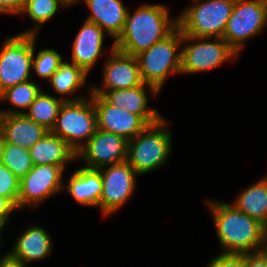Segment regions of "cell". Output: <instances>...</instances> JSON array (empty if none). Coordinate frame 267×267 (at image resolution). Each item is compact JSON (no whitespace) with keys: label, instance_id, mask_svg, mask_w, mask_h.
<instances>
[{"label":"cell","instance_id":"obj_17","mask_svg":"<svg viewBox=\"0 0 267 267\" xmlns=\"http://www.w3.org/2000/svg\"><path fill=\"white\" fill-rule=\"evenodd\" d=\"M104 32L98 25L85 20L72 44L71 61L87 74L102 53Z\"/></svg>","mask_w":267,"mask_h":267},{"label":"cell","instance_id":"obj_32","mask_svg":"<svg viewBox=\"0 0 267 267\" xmlns=\"http://www.w3.org/2000/svg\"><path fill=\"white\" fill-rule=\"evenodd\" d=\"M246 267H267V257L261 252L245 253Z\"/></svg>","mask_w":267,"mask_h":267},{"label":"cell","instance_id":"obj_4","mask_svg":"<svg viewBox=\"0 0 267 267\" xmlns=\"http://www.w3.org/2000/svg\"><path fill=\"white\" fill-rule=\"evenodd\" d=\"M177 18L181 33L191 37L222 38L235 0H193Z\"/></svg>","mask_w":267,"mask_h":267},{"label":"cell","instance_id":"obj_35","mask_svg":"<svg viewBox=\"0 0 267 267\" xmlns=\"http://www.w3.org/2000/svg\"><path fill=\"white\" fill-rule=\"evenodd\" d=\"M260 251L267 257V225L263 229L262 245Z\"/></svg>","mask_w":267,"mask_h":267},{"label":"cell","instance_id":"obj_29","mask_svg":"<svg viewBox=\"0 0 267 267\" xmlns=\"http://www.w3.org/2000/svg\"><path fill=\"white\" fill-rule=\"evenodd\" d=\"M20 180L0 161V195L9 198L16 206Z\"/></svg>","mask_w":267,"mask_h":267},{"label":"cell","instance_id":"obj_15","mask_svg":"<svg viewBox=\"0 0 267 267\" xmlns=\"http://www.w3.org/2000/svg\"><path fill=\"white\" fill-rule=\"evenodd\" d=\"M151 89L154 96L160 92L153 86L143 83L138 87L105 91L101 96L111 105L126 109L139 115L148 125L159 122L163 117L156 109L148 107L146 87Z\"/></svg>","mask_w":267,"mask_h":267},{"label":"cell","instance_id":"obj_12","mask_svg":"<svg viewBox=\"0 0 267 267\" xmlns=\"http://www.w3.org/2000/svg\"><path fill=\"white\" fill-rule=\"evenodd\" d=\"M128 141L112 132L97 129L93 136L76 153V158L87 162V168L100 169L119 164L127 159Z\"/></svg>","mask_w":267,"mask_h":267},{"label":"cell","instance_id":"obj_6","mask_svg":"<svg viewBox=\"0 0 267 267\" xmlns=\"http://www.w3.org/2000/svg\"><path fill=\"white\" fill-rule=\"evenodd\" d=\"M97 129L96 111L90 93L89 100L85 97L64 101L50 132L63 139L77 153Z\"/></svg>","mask_w":267,"mask_h":267},{"label":"cell","instance_id":"obj_34","mask_svg":"<svg viewBox=\"0 0 267 267\" xmlns=\"http://www.w3.org/2000/svg\"><path fill=\"white\" fill-rule=\"evenodd\" d=\"M0 267H27L20 259L12 257L9 253L0 258Z\"/></svg>","mask_w":267,"mask_h":267},{"label":"cell","instance_id":"obj_2","mask_svg":"<svg viewBox=\"0 0 267 267\" xmlns=\"http://www.w3.org/2000/svg\"><path fill=\"white\" fill-rule=\"evenodd\" d=\"M224 253L260 251L264 225L237 210L232 204L207 201Z\"/></svg>","mask_w":267,"mask_h":267},{"label":"cell","instance_id":"obj_27","mask_svg":"<svg viewBox=\"0 0 267 267\" xmlns=\"http://www.w3.org/2000/svg\"><path fill=\"white\" fill-rule=\"evenodd\" d=\"M42 90L33 80L10 87L0 94V101L8 100L14 107L28 109Z\"/></svg>","mask_w":267,"mask_h":267},{"label":"cell","instance_id":"obj_11","mask_svg":"<svg viewBox=\"0 0 267 267\" xmlns=\"http://www.w3.org/2000/svg\"><path fill=\"white\" fill-rule=\"evenodd\" d=\"M102 178V194L99 207L105 216L119 210L134 192L138 174L125 161L119 164L100 168Z\"/></svg>","mask_w":267,"mask_h":267},{"label":"cell","instance_id":"obj_8","mask_svg":"<svg viewBox=\"0 0 267 267\" xmlns=\"http://www.w3.org/2000/svg\"><path fill=\"white\" fill-rule=\"evenodd\" d=\"M267 22V0H235L223 39L238 54L244 43L259 34Z\"/></svg>","mask_w":267,"mask_h":267},{"label":"cell","instance_id":"obj_36","mask_svg":"<svg viewBox=\"0 0 267 267\" xmlns=\"http://www.w3.org/2000/svg\"><path fill=\"white\" fill-rule=\"evenodd\" d=\"M3 226H5V224L0 223V243H1V231H2L1 229L3 228Z\"/></svg>","mask_w":267,"mask_h":267},{"label":"cell","instance_id":"obj_24","mask_svg":"<svg viewBox=\"0 0 267 267\" xmlns=\"http://www.w3.org/2000/svg\"><path fill=\"white\" fill-rule=\"evenodd\" d=\"M87 75L81 67L63 61L48 81L58 94L68 95L85 85Z\"/></svg>","mask_w":267,"mask_h":267},{"label":"cell","instance_id":"obj_13","mask_svg":"<svg viewBox=\"0 0 267 267\" xmlns=\"http://www.w3.org/2000/svg\"><path fill=\"white\" fill-rule=\"evenodd\" d=\"M105 62L102 88L92 86L91 95H102L105 91L138 87L144 82L140 75L136 56L123 53L114 48Z\"/></svg>","mask_w":267,"mask_h":267},{"label":"cell","instance_id":"obj_10","mask_svg":"<svg viewBox=\"0 0 267 267\" xmlns=\"http://www.w3.org/2000/svg\"><path fill=\"white\" fill-rule=\"evenodd\" d=\"M64 168L58 165H33L20 179L17 207H37L39 202L64 189Z\"/></svg>","mask_w":267,"mask_h":267},{"label":"cell","instance_id":"obj_23","mask_svg":"<svg viewBox=\"0 0 267 267\" xmlns=\"http://www.w3.org/2000/svg\"><path fill=\"white\" fill-rule=\"evenodd\" d=\"M237 210L267 225V180L260 181L244 190L232 204Z\"/></svg>","mask_w":267,"mask_h":267},{"label":"cell","instance_id":"obj_3","mask_svg":"<svg viewBox=\"0 0 267 267\" xmlns=\"http://www.w3.org/2000/svg\"><path fill=\"white\" fill-rule=\"evenodd\" d=\"M166 124L162 118L128 141L126 162L138 175L149 173L166 163L172 150V134Z\"/></svg>","mask_w":267,"mask_h":267},{"label":"cell","instance_id":"obj_22","mask_svg":"<svg viewBox=\"0 0 267 267\" xmlns=\"http://www.w3.org/2000/svg\"><path fill=\"white\" fill-rule=\"evenodd\" d=\"M74 98V99H73ZM61 99L53 97L43 91L36 97L33 103L29 106L28 112L8 110L0 111V115L6 114H24L27 118L31 119L37 124L44 126L47 130L51 131L55 125L60 108L64 101H76L85 98L82 95L78 98Z\"/></svg>","mask_w":267,"mask_h":267},{"label":"cell","instance_id":"obj_7","mask_svg":"<svg viewBox=\"0 0 267 267\" xmlns=\"http://www.w3.org/2000/svg\"><path fill=\"white\" fill-rule=\"evenodd\" d=\"M34 35L17 34L6 39L0 50V94L30 80Z\"/></svg>","mask_w":267,"mask_h":267},{"label":"cell","instance_id":"obj_31","mask_svg":"<svg viewBox=\"0 0 267 267\" xmlns=\"http://www.w3.org/2000/svg\"><path fill=\"white\" fill-rule=\"evenodd\" d=\"M25 0H0V14H21Z\"/></svg>","mask_w":267,"mask_h":267},{"label":"cell","instance_id":"obj_21","mask_svg":"<svg viewBox=\"0 0 267 267\" xmlns=\"http://www.w3.org/2000/svg\"><path fill=\"white\" fill-rule=\"evenodd\" d=\"M29 153L33 165H58L64 169L67 162L76 159L73 149L51 132L36 142Z\"/></svg>","mask_w":267,"mask_h":267},{"label":"cell","instance_id":"obj_33","mask_svg":"<svg viewBox=\"0 0 267 267\" xmlns=\"http://www.w3.org/2000/svg\"><path fill=\"white\" fill-rule=\"evenodd\" d=\"M18 208L9 198L0 195V223L6 224L10 213Z\"/></svg>","mask_w":267,"mask_h":267},{"label":"cell","instance_id":"obj_30","mask_svg":"<svg viewBox=\"0 0 267 267\" xmlns=\"http://www.w3.org/2000/svg\"><path fill=\"white\" fill-rule=\"evenodd\" d=\"M207 267H246L245 253L233 254L222 253L218 257L213 258Z\"/></svg>","mask_w":267,"mask_h":267},{"label":"cell","instance_id":"obj_19","mask_svg":"<svg viewBox=\"0 0 267 267\" xmlns=\"http://www.w3.org/2000/svg\"><path fill=\"white\" fill-rule=\"evenodd\" d=\"M14 248L9 254L26 262L38 261L46 258L52 251V240L49 233L40 226H31L17 239Z\"/></svg>","mask_w":267,"mask_h":267},{"label":"cell","instance_id":"obj_37","mask_svg":"<svg viewBox=\"0 0 267 267\" xmlns=\"http://www.w3.org/2000/svg\"><path fill=\"white\" fill-rule=\"evenodd\" d=\"M67 1H69L72 5L73 3L77 2L78 0H67Z\"/></svg>","mask_w":267,"mask_h":267},{"label":"cell","instance_id":"obj_16","mask_svg":"<svg viewBox=\"0 0 267 267\" xmlns=\"http://www.w3.org/2000/svg\"><path fill=\"white\" fill-rule=\"evenodd\" d=\"M49 132L24 114L0 115V142L30 149Z\"/></svg>","mask_w":267,"mask_h":267},{"label":"cell","instance_id":"obj_28","mask_svg":"<svg viewBox=\"0 0 267 267\" xmlns=\"http://www.w3.org/2000/svg\"><path fill=\"white\" fill-rule=\"evenodd\" d=\"M36 37L37 36L34 35L32 68L34 69L36 75L49 80L63 62V58L56 50L48 48L39 51L37 56L34 57Z\"/></svg>","mask_w":267,"mask_h":267},{"label":"cell","instance_id":"obj_14","mask_svg":"<svg viewBox=\"0 0 267 267\" xmlns=\"http://www.w3.org/2000/svg\"><path fill=\"white\" fill-rule=\"evenodd\" d=\"M97 117V128L124 137L137 136L148 124L136 114L109 104L101 95H91Z\"/></svg>","mask_w":267,"mask_h":267},{"label":"cell","instance_id":"obj_5","mask_svg":"<svg viewBox=\"0 0 267 267\" xmlns=\"http://www.w3.org/2000/svg\"><path fill=\"white\" fill-rule=\"evenodd\" d=\"M183 34L177 27L165 39L136 55L140 75L144 83L161 91L169 74L180 73ZM178 51V53H177Z\"/></svg>","mask_w":267,"mask_h":267},{"label":"cell","instance_id":"obj_18","mask_svg":"<svg viewBox=\"0 0 267 267\" xmlns=\"http://www.w3.org/2000/svg\"><path fill=\"white\" fill-rule=\"evenodd\" d=\"M79 1V0H78ZM91 11L86 19L115 38L123 32L128 9L121 0H83Z\"/></svg>","mask_w":267,"mask_h":267},{"label":"cell","instance_id":"obj_1","mask_svg":"<svg viewBox=\"0 0 267 267\" xmlns=\"http://www.w3.org/2000/svg\"><path fill=\"white\" fill-rule=\"evenodd\" d=\"M177 27V19H169V11L166 6L144 4L132 15L129 10L127 11L123 32L114 41V48L136 56L165 39Z\"/></svg>","mask_w":267,"mask_h":267},{"label":"cell","instance_id":"obj_20","mask_svg":"<svg viewBox=\"0 0 267 267\" xmlns=\"http://www.w3.org/2000/svg\"><path fill=\"white\" fill-rule=\"evenodd\" d=\"M67 191L79 204L99 208L102 194L100 169L80 168L68 180Z\"/></svg>","mask_w":267,"mask_h":267},{"label":"cell","instance_id":"obj_25","mask_svg":"<svg viewBox=\"0 0 267 267\" xmlns=\"http://www.w3.org/2000/svg\"><path fill=\"white\" fill-rule=\"evenodd\" d=\"M0 161L20 180L33 167L29 149L0 142Z\"/></svg>","mask_w":267,"mask_h":267},{"label":"cell","instance_id":"obj_9","mask_svg":"<svg viewBox=\"0 0 267 267\" xmlns=\"http://www.w3.org/2000/svg\"><path fill=\"white\" fill-rule=\"evenodd\" d=\"M208 39L210 38L191 37L183 34L182 43H190L193 40H196L197 43L185 44V47L180 50V73L192 74L207 71L218 67L230 58L235 61L238 54L223 38H215V41L212 42H209Z\"/></svg>","mask_w":267,"mask_h":267},{"label":"cell","instance_id":"obj_26","mask_svg":"<svg viewBox=\"0 0 267 267\" xmlns=\"http://www.w3.org/2000/svg\"><path fill=\"white\" fill-rule=\"evenodd\" d=\"M69 7L71 3L67 0H25L21 14L27 13L36 26L31 30L19 34L37 35L41 24L51 19L57 12L60 5Z\"/></svg>","mask_w":267,"mask_h":267}]
</instances>
